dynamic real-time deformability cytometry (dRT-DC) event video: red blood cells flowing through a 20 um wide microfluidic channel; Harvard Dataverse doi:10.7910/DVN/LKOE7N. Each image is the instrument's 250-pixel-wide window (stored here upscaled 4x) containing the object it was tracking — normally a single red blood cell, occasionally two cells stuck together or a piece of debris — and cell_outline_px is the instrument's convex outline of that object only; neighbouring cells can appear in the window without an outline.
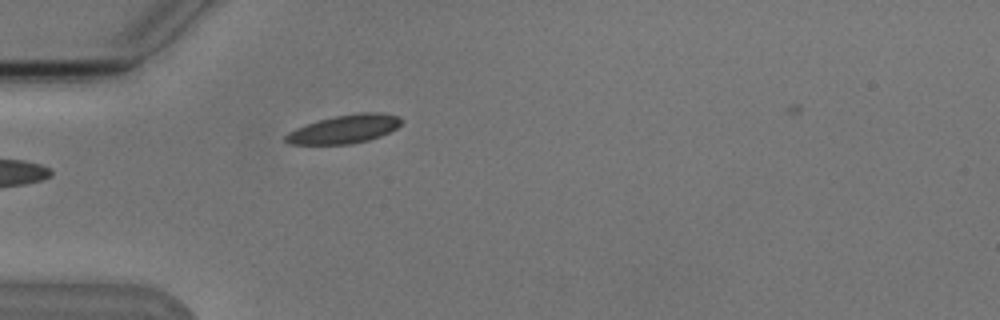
{"species": "Egyptian fruit bat (a non-hibernating species)", "species_latin": "Rousettus aegyptiacus", "temperature_condition": "cold", "stored_images_in_passage": 2, "camera_frame_rate_fps": 3000, "um_per_image_px": 0.085, "animal": {"sex": "male"}, "frame": {"image": 1, "passage_image": 1, "time_ms": 0.0, "image_size_px": [1000, 320], "cell_outline_px": [[404, 120], [396, 128], [380, 136], [368, 140], [352, 144], [288, 144], [284, 140], [284, 136], [288, 132], [296, 128], [320, 120], [336, 116], [356, 112], [380, 112], [396, 116]], "centroid_in_image_um": [29.27, 10.97], "position_along_channel_um": 55.7, "area_um2": 19.07}}